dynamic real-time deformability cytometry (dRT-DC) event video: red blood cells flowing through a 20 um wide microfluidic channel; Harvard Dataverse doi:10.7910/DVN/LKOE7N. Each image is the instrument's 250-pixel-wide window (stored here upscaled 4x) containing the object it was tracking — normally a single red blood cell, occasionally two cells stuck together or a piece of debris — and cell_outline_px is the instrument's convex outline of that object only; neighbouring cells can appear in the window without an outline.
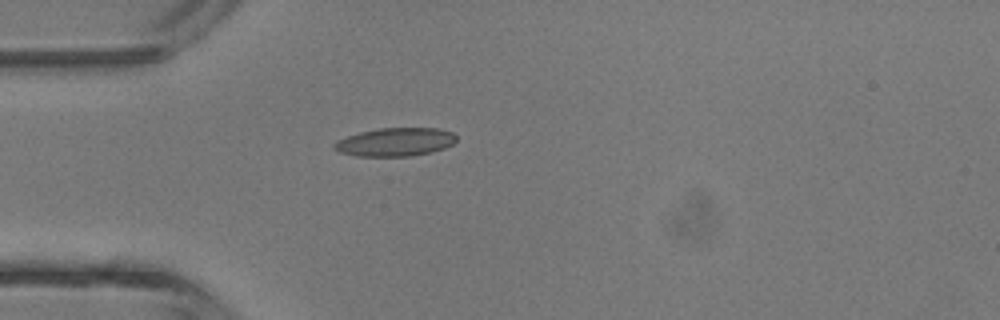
{"species": "common noctule bat (a hibernating species)", "species_latin": "Nyctalus noctula", "temperature_condition": "room temperature", "stored_images_in_passage": 2, "camera_frame_rate_fps": 3000, "um_per_image_px": 0.085, "animal": {"sex": "male", "body_mass_g": 13.3}, "frame": {"image": 1, "passage_image": 2, "time_ms": 1.333, "image_size_px": [1000, 320], "cell_outline_px": [[456, 140], [452, 144], [444, 148], [432, 152], [412, 156], [356, 156], [340, 152], [332, 148], [332, 144], [336, 140], [360, 132], [380, 128], [440, 128], [452, 132], [456, 136]], "centroid_in_image_um": [33.58, 12.07], "position_along_channel_um": 51.4, "area_um2": 20.29}}